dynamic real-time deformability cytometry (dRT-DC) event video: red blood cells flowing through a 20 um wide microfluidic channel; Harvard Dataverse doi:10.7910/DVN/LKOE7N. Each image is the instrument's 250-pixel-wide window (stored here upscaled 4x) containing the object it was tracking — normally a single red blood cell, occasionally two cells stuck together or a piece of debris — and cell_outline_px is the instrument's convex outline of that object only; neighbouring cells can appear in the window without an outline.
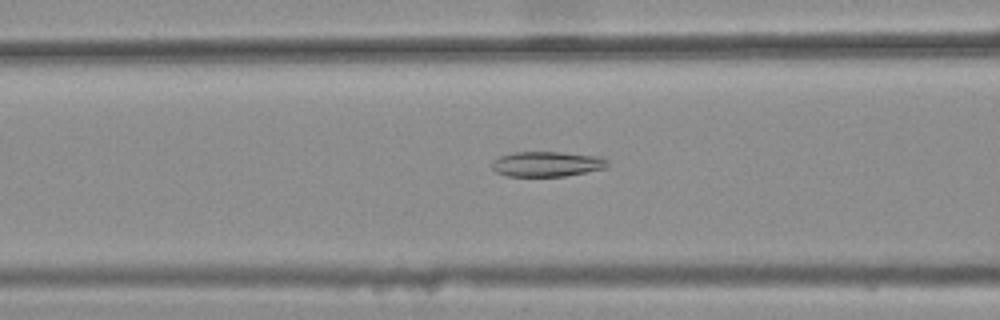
{"species": "common noctule bat (a hibernating species)", "species_latin": "Nyctalus noctula", "temperature_condition": "warm", "stored_images_in_passage": 31, "camera_frame_rate_fps": 3000, "um_per_image_px": 0.085, "animal": {"sex": "female", "body_mass_g": 25.1}, "frame": {"image": 1, "passage_image": 6, "time_ms": 1.667, "image_size_px": [1000, 320], "cell_outline_px": [[608, 168], [564, 176], [508, 176], [496, 172], [492, 168], [492, 164], [500, 156], [512, 152], [560, 152], [604, 156], [608, 160]], "centroid_in_image_um": [46.56, 13.93], "position_along_channel_um": 120.0, "area_um2": 17.05}}
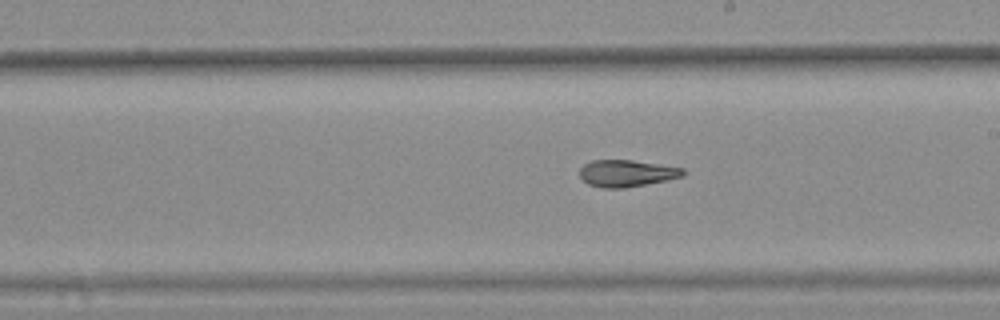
{"frame": {"image": 2, "passage_image": 15, "time_ms": 4.667, "image_size_px": [1000, 320], "cell_outline_px": [[688, 172], [684, 176], [624, 188], [600, 188], [588, 184], [580, 176], [580, 168], [584, 164], [592, 160], [632, 160], [684, 168]], "centroid_in_image_um": [53.27, 14.72], "position_along_channel_um": 235.7, "area_um2": 16.13}}
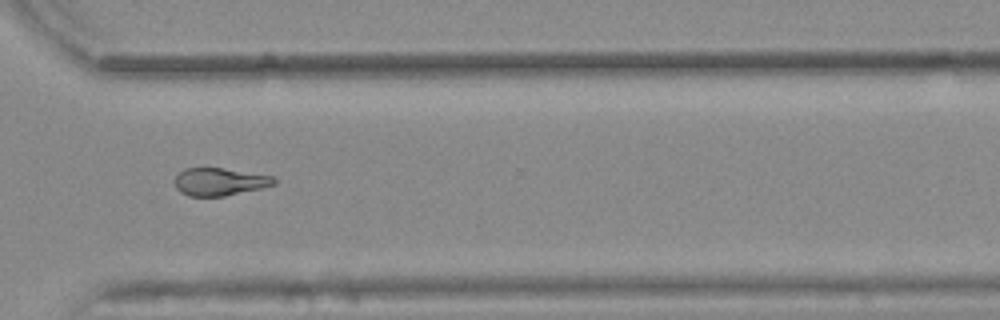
{"frame": {"image": 3, "passage_image": 24, "time_ms": 7.667, "image_size_px": [1000, 320], "cell_outline_px": [[276, 184], [260, 188], [224, 196], [188, 196], [180, 192], [176, 188], [176, 176], [184, 168], [224, 168], [272, 176], [276, 180]], "centroid_in_image_um": [18.66, 15.45], "position_along_channel_um": 351.9, "area_um2": 15.84}, "authors_computed_cell_mechanics": {"area_um2": 16.5886, "velocity_mm_per_s": 3.8645, "shape_relaxation_time_tau1_ms": null, "shape_relaxation_time_tau2_ms": 4.0265, "deformation_change_tau1": null, "deformation_change_tau2": 0.0978}}